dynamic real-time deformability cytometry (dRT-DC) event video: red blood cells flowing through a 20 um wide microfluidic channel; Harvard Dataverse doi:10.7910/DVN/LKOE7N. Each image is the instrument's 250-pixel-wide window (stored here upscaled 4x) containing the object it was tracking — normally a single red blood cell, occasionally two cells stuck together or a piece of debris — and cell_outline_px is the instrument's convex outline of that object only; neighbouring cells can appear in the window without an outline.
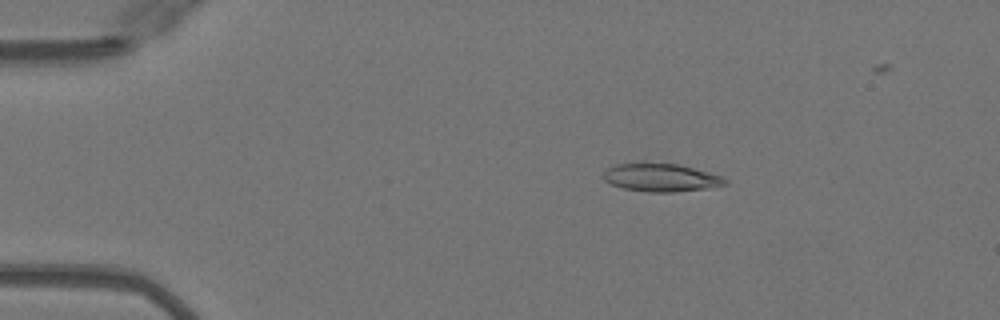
{"species": "Egyptian fruit bat (a non-hibernating species)", "species_latin": "Rousettus aegyptiacus", "temperature_condition": "warm", "stored_images_in_passage": 23, "camera_frame_rate_fps": 3000, "um_per_image_px": 0.085, "animal": {"sex": "female"}, "frame": {"image": 1, "passage_image": 9, "time_ms": 2.667, "image_size_px": [1000, 320], "cell_outline_px": [[728, 184], [708, 188], [676, 192], [648, 192], [624, 188], [612, 184], [604, 180], [604, 172], [608, 168], [616, 164], [640, 160], [644, 160], [676, 164], [708, 172], [720, 176], [728, 180]], "centroid_in_image_um": [56.15, 15.06], "position_along_channel_um": 28.9, "area_um2": 20.35}}
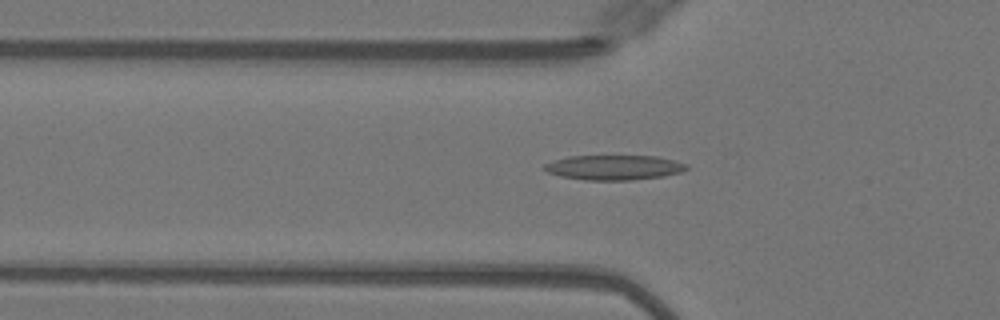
{"frame": {"image": 2, "passage_image": 17, "time_ms": 5.333, "image_size_px": [1000, 320], "cell_outline_px": [[688, 168], [680, 172], [664, 176], [632, 180], [584, 180], [560, 176], [548, 172], [544, 168], [544, 164], [568, 156], [656, 156], [688, 164]], "centroid_in_image_um": [52.2, 14.24], "position_along_channel_um": 73.6, "area_um2": 20.46}}
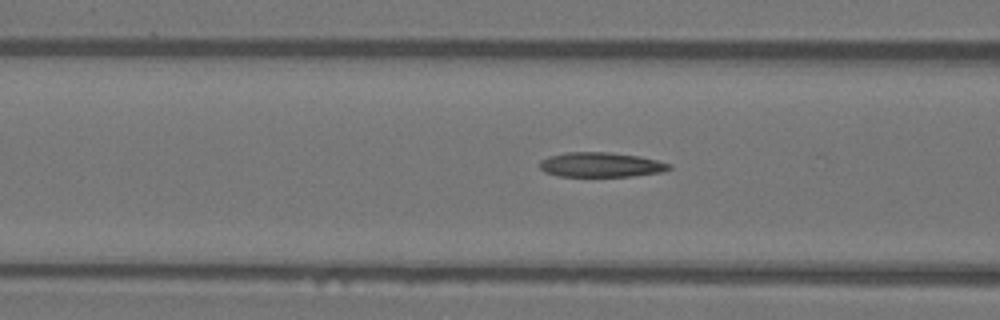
{"frame": {"image": 3, "passage_image": 20, "time_ms": 6.333, "image_size_px": [1000, 320], "cell_outline_px": [[672, 168], [664, 172], [632, 176], [560, 176], [544, 172], [540, 168], [540, 160], [548, 156], [564, 152], [612, 152], [640, 156], [672, 164]], "centroid_in_image_um": [51.09, 13.99], "position_along_channel_um": 115.5, "area_um2": 18.84}}